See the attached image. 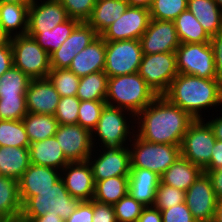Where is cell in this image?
<instances>
[{"instance_id":"cell-1","label":"cell","mask_w":222,"mask_h":222,"mask_svg":"<svg viewBox=\"0 0 222 222\" xmlns=\"http://www.w3.org/2000/svg\"><path fill=\"white\" fill-rule=\"evenodd\" d=\"M193 120L186 111L160 95L135 116L133 124H137L134 126L137 127L135 133L143 140L181 146Z\"/></svg>"},{"instance_id":"cell-2","label":"cell","mask_w":222,"mask_h":222,"mask_svg":"<svg viewBox=\"0 0 222 222\" xmlns=\"http://www.w3.org/2000/svg\"><path fill=\"white\" fill-rule=\"evenodd\" d=\"M163 96L194 119H203L202 110L222 106L220 83L216 78L205 79L179 73Z\"/></svg>"},{"instance_id":"cell-3","label":"cell","mask_w":222,"mask_h":222,"mask_svg":"<svg viewBox=\"0 0 222 222\" xmlns=\"http://www.w3.org/2000/svg\"><path fill=\"white\" fill-rule=\"evenodd\" d=\"M157 96L138 72L108 77L105 99L108 106L127 110L136 116Z\"/></svg>"},{"instance_id":"cell-4","label":"cell","mask_w":222,"mask_h":222,"mask_svg":"<svg viewBox=\"0 0 222 222\" xmlns=\"http://www.w3.org/2000/svg\"><path fill=\"white\" fill-rule=\"evenodd\" d=\"M79 202L68 193L60 178L50 189L38 192V195L29 197L22 204L19 221L31 222L34 218L41 217L48 212L66 220L74 212Z\"/></svg>"},{"instance_id":"cell-5","label":"cell","mask_w":222,"mask_h":222,"mask_svg":"<svg viewBox=\"0 0 222 222\" xmlns=\"http://www.w3.org/2000/svg\"><path fill=\"white\" fill-rule=\"evenodd\" d=\"M127 115L133 119L131 120ZM128 119L133 123L135 121V116L127 110L125 111L121 108L106 105L102 110L95 129L92 131V143L94 148L99 149L96 144H99V147L106 148H123L130 145L128 141H132L135 133V127L133 128V126L135 125L132 124L130 128ZM96 137H98V139ZM97 140L101 143H97Z\"/></svg>"},{"instance_id":"cell-6","label":"cell","mask_w":222,"mask_h":222,"mask_svg":"<svg viewBox=\"0 0 222 222\" xmlns=\"http://www.w3.org/2000/svg\"><path fill=\"white\" fill-rule=\"evenodd\" d=\"M133 138L128 146L130 168L148 169L161 177L181 155L178 145L152 143L139 138L136 133Z\"/></svg>"},{"instance_id":"cell-7","label":"cell","mask_w":222,"mask_h":222,"mask_svg":"<svg viewBox=\"0 0 222 222\" xmlns=\"http://www.w3.org/2000/svg\"><path fill=\"white\" fill-rule=\"evenodd\" d=\"M14 66L30 79L46 78L51 70L50 54L33 37L20 35L10 38Z\"/></svg>"},{"instance_id":"cell-8","label":"cell","mask_w":222,"mask_h":222,"mask_svg":"<svg viewBox=\"0 0 222 222\" xmlns=\"http://www.w3.org/2000/svg\"><path fill=\"white\" fill-rule=\"evenodd\" d=\"M204 119H194L187 128L180 146L181 156L204 170L211 160L216 142L213 130Z\"/></svg>"},{"instance_id":"cell-9","label":"cell","mask_w":222,"mask_h":222,"mask_svg":"<svg viewBox=\"0 0 222 222\" xmlns=\"http://www.w3.org/2000/svg\"><path fill=\"white\" fill-rule=\"evenodd\" d=\"M138 74L158 95H164L179 74L175 52L143 54Z\"/></svg>"},{"instance_id":"cell-10","label":"cell","mask_w":222,"mask_h":222,"mask_svg":"<svg viewBox=\"0 0 222 222\" xmlns=\"http://www.w3.org/2000/svg\"><path fill=\"white\" fill-rule=\"evenodd\" d=\"M180 74L200 78H216L214 53L208 43H180L175 51Z\"/></svg>"},{"instance_id":"cell-11","label":"cell","mask_w":222,"mask_h":222,"mask_svg":"<svg viewBox=\"0 0 222 222\" xmlns=\"http://www.w3.org/2000/svg\"><path fill=\"white\" fill-rule=\"evenodd\" d=\"M142 57L140 40L106 41L104 72L108 77L136 73Z\"/></svg>"},{"instance_id":"cell-12","label":"cell","mask_w":222,"mask_h":222,"mask_svg":"<svg viewBox=\"0 0 222 222\" xmlns=\"http://www.w3.org/2000/svg\"><path fill=\"white\" fill-rule=\"evenodd\" d=\"M94 153L97 154L93 155ZM87 161L92 169L94 183L115 176H129L130 151L128 146L123 148L101 147L99 150L94 149Z\"/></svg>"},{"instance_id":"cell-13","label":"cell","mask_w":222,"mask_h":222,"mask_svg":"<svg viewBox=\"0 0 222 222\" xmlns=\"http://www.w3.org/2000/svg\"><path fill=\"white\" fill-rule=\"evenodd\" d=\"M217 202L211 178L204 172L185 192V203L197 222H212Z\"/></svg>"},{"instance_id":"cell-14","label":"cell","mask_w":222,"mask_h":222,"mask_svg":"<svg viewBox=\"0 0 222 222\" xmlns=\"http://www.w3.org/2000/svg\"><path fill=\"white\" fill-rule=\"evenodd\" d=\"M150 21L149 9L131 7L122 13L100 36L105 41L139 40Z\"/></svg>"},{"instance_id":"cell-15","label":"cell","mask_w":222,"mask_h":222,"mask_svg":"<svg viewBox=\"0 0 222 222\" xmlns=\"http://www.w3.org/2000/svg\"><path fill=\"white\" fill-rule=\"evenodd\" d=\"M54 136L70 162L87 161L93 152L92 133L79 124L58 125Z\"/></svg>"},{"instance_id":"cell-16","label":"cell","mask_w":222,"mask_h":222,"mask_svg":"<svg viewBox=\"0 0 222 222\" xmlns=\"http://www.w3.org/2000/svg\"><path fill=\"white\" fill-rule=\"evenodd\" d=\"M139 40L143 54L175 52L180 45L174 21L166 20L150 19Z\"/></svg>"},{"instance_id":"cell-17","label":"cell","mask_w":222,"mask_h":222,"mask_svg":"<svg viewBox=\"0 0 222 222\" xmlns=\"http://www.w3.org/2000/svg\"><path fill=\"white\" fill-rule=\"evenodd\" d=\"M98 36L87 22H80L62 45L50 54L51 68L68 69L73 58Z\"/></svg>"},{"instance_id":"cell-18","label":"cell","mask_w":222,"mask_h":222,"mask_svg":"<svg viewBox=\"0 0 222 222\" xmlns=\"http://www.w3.org/2000/svg\"><path fill=\"white\" fill-rule=\"evenodd\" d=\"M61 179L73 198L80 202L93 199L95 183L88 161L69 162L61 170Z\"/></svg>"},{"instance_id":"cell-19","label":"cell","mask_w":222,"mask_h":222,"mask_svg":"<svg viewBox=\"0 0 222 222\" xmlns=\"http://www.w3.org/2000/svg\"><path fill=\"white\" fill-rule=\"evenodd\" d=\"M68 18L59 0H32L29 4L28 31L52 30Z\"/></svg>"},{"instance_id":"cell-20","label":"cell","mask_w":222,"mask_h":222,"mask_svg":"<svg viewBox=\"0 0 222 222\" xmlns=\"http://www.w3.org/2000/svg\"><path fill=\"white\" fill-rule=\"evenodd\" d=\"M60 98L48 77L31 79L26 91L27 112L54 116Z\"/></svg>"},{"instance_id":"cell-21","label":"cell","mask_w":222,"mask_h":222,"mask_svg":"<svg viewBox=\"0 0 222 222\" xmlns=\"http://www.w3.org/2000/svg\"><path fill=\"white\" fill-rule=\"evenodd\" d=\"M60 178V170L30 163L18 180L21 203L23 204L31 196L38 195V192L50 189Z\"/></svg>"},{"instance_id":"cell-22","label":"cell","mask_w":222,"mask_h":222,"mask_svg":"<svg viewBox=\"0 0 222 222\" xmlns=\"http://www.w3.org/2000/svg\"><path fill=\"white\" fill-rule=\"evenodd\" d=\"M105 57L106 41L99 35L73 58L68 69L79 78L104 71Z\"/></svg>"},{"instance_id":"cell-23","label":"cell","mask_w":222,"mask_h":222,"mask_svg":"<svg viewBox=\"0 0 222 222\" xmlns=\"http://www.w3.org/2000/svg\"><path fill=\"white\" fill-rule=\"evenodd\" d=\"M128 193L145 207L154 206L160 176L141 168H130Z\"/></svg>"},{"instance_id":"cell-24","label":"cell","mask_w":222,"mask_h":222,"mask_svg":"<svg viewBox=\"0 0 222 222\" xmlns=\"http://www.w3.org/2000/svg\"><path fill=\"white\" fill-rule=\"evenodd\" d=\"M30 163L62 170L70 161L56 140L55 136L30 143Z\"/></svg>"},{"instance_id":"cell-25","label":"cell","mask_w":222,"mask_h":222,"mask_svg":"<svg viewBox=\"0 0 222 222\" xmlns=\"http://www.w3.org/2000/svg\"><path fill=\"white\" fill-rule=\"evenodd\" d=\"M203 170L180 155L160 177L162 183L184 192L198 179Z\"/></svg>"},{"instance_id":"cell-26","label":"cell","mask_w":222,"mask_h":222,"mask_svg":"<svg viewBox=\"0 0 222 222\" xmlns=\"http://www.w3.org/2000/svg\"><path fill=\"white\" fill-rule=\"evenodd\" d=\"M128 7L126 0H96L91 17L86 22L101 35Z\"/></svg>"},{"instance_id":"cell-27","label":"cell","mask_w":222,"mask_h":222,"mask_svg":"<svg viewBox=\"0 0 222 222\" xmlns=\"http://www.w3.org/2000/svg\"><path fill=\"white\" fill-rule=\"evenodd\" d=\"M28 17L29 4L0 3V25L10 38L27 34Z\"/></svg>"},{"instance_id":"cell-28","label":"cell","mask_w":222,"mask_h":222,"mask_svg":"<svg viewBox=\"0 0 222 222\" xmlns=\"http://www.w3.org/2000/svg\"><path fill=\"white\" fill-rule=\"evenodd\" d=\"M187 9L210 36L222 32V9L214 0H188Z\"/></svg>"},{"instance_id":"cell-29","label":"cell","mask_w":222,"mask_h":222,"mask_svg":"<svg viewBox=\"0 0 222 222\" xmlns=\"http://www.w3.org/2000/svg\"><path fill=\"white\" fill-rule=\"evenodd\" d=\"M21 211L18 181L0 175V216L7 222H17Z\"/></svg>"},{"instance_id":"cell-30","label":"cell","mask_w":222,"mask_h":222,"mask_svg":"<svg viewBox=\"0 0 222 222\" xmlns=\"http://www.w3.org/2000/svg\"><path fill=\"white\" fill-rule=\"evenodd\" d=\"M30 165L29 148L0 147V175L17 181Z\"/></svg>"},{"instance_id":"cell-31","label":"cell","mask_w":222,"mask_h":222,"mask_svg":"<svg viewBox=\"0 0 222 222\" xmlns=\"http://www.w3.org/2000/svg\"><path fill=\"white\" fill-rule=\"evenodd\" d=\"M79 23L80 21L75 18H68L52 30L27 31V35L33 37L43 50L51 54L62 45Z\"/></svg>"},{"instance_id":"cell-32","label":"cell","mask_w":222,"mask_h":222,"mask_svg":"<svg viewBox=\"0 0 222 222\" xmlns=\"http://www.w3.org/2000/svg\"><path fill=\"white\" fill-rule=\"evenodd\" d=\"M174 23L180 43L210 42L211 36L188 9L182 12L174 20Z\"/></svg>"},{"instance_id":"cell-33","label":"cell","mask_w":222,"mask_h":222,"mask_svg":"<svg viewBox=\"0 0 222 222\" xmlns=\"http://www.w3.org/2000/svg\"><path fill=\"white\" fill-rule=\"evenodd\" d=\"M128 176H115L95 182L93 200L114 205L128 194Z\"/></svg>"},{"instance_id":"cell-34","label":"cell","mask_w":222,"mask_h":222,"mask_svg":"<svg viewBox=\"0 0 222 222\" xmlns=\"http://www.w3.org/2000/svg\"><path fill=\"white\" fill-rule=\"evenodd\" d=\"M22 121L30 143L54 136L59 125L53 115L30 112L26 114Z\"/></svg>"},{"instance_id":"cell-35","label":"cell","mask_w":222,"mask_h":222,"mask_svg":"<svg viewBox=\"0 0 222 222\" xmlns=\"http://www.w3.org/2000/svg\"><path fill=\"white\" fill-rule=\"evenodd\" d=\"M108 76L104 71L94 72L81 77L76 96L80 101L105 100Z\"/></svg>"},{"instance_id":"cell-36","label":"cell","mask_w":222,"mask_h":222,"mask_svg":"<svg viewBox=\"0 0 222 222\" xmlns=\"http://www.w3.org/2000/svg\"><path fill=\"white\" fill-rule=\"evenodd\" d=\"M31 79L14 65L0 77V98H26Z\"/></svg>"},{"instance_id":"cell-37","label":"cell","mask_w":222,"mask_h":222,"mask_svg":"<svg viewBox=\"0 0 222 222\" xmlns=\"http://www.w3.org/2000/svg\"><path fill=\"white\" fill-rule=\"evenodd\" d=\"M29 148L30 142L22 120H0V147Z\"/></svg>"},{"instance_id":"cell-38","label":"cell","mask_w":222,"mask_h":222,"mask_svg":"<svg viewBox=\"0 0 222 222\" xmlns=\"http://www.w3.org/2000/svg\"><path fill=\"white\" fill-rule=\"evenodd\" d=\"M48 79L61 97L76 96L80 78L71 70L51 68Z\"/></svg>"},{"instance_id":"cell-39","label":"cell","mask_w":222,"mask_h":222,"mask_svg":"<svg viewBox=\"0 0 222 222\" xmlns=\"http://www.w3.org/2000/svg\"><path fill=\"white\" fill-rule=\"evenodd\" d=\"M188 0H154L149 9L150 19L174 21L187 10Z\"/></svg>"},{"instance_id":"cell-40","label":"cell","mask_w":222,"mask_h":222,"mask_svg":"<svg viewBox=\"0 0 222 222\" xmlns=\"http://www.w3.org/2000/svg\"><path fill=\"white\" fill-rule=\"evenodd\" d=\"M106 105L107 103L105 100L81 101L77 124L92 133L99 121L102 110Z\"/></svg>"},{"instance_id":"cell-41","label":"cell","mask_w":222,"mask_h":222,"mask_svg":"<svg viewBox=\"0 0 222 222\" xmlns=\"http://www.w3.org/2000/svg\"><path fill=\"white\" fill-rule=\"evenodd\" d=\"M113 208L117 222H137L145 206L128 193Z\"/></svg>"},{"instance_id":"cell-42","label":"cell","mask_w":222,"mask_h":222,"mask_svg":"<svg viewBox=\"0 0 222 222\" xmlns=\"http://www.w3.org/2000/svg\"><path fill=\"white\" fill-rule=\"evenodd\" d=\"M185 202V192L168 186L160 181L155 194L154 207L159 210L169 209Z\"/></svg>"},{"instance_id":"cell-43","label":"cell","mask_w":222,"mask_h":222,"mask_svg":"<svg viewBox=\"0 0 222 222\" xmlns=\"http://www.w3.org/2000/svg\"><path fill=\"white\" fill-rule=\"evenodd\" d=\"M80 102L77 96L60 98L54 114L59 125L77 124Z\"/></svg>"},{"instance_id":"cell-44","label":"cell","mask_w":222,"mask_h":222,"mask_svg":"<svg viewBox=\"0 0 222 222\" xmlns=\"http://www.w3.org/2000/svg\"><path fill=\"white\" fill-rule=\"evenodd\" d=\"M27 113L26 98H0V120H22Z\"/></svg>"},{"instance_id":"cell-45","label":"cell","mask_w":222,"mask_h":222,"mask_svg":"<svg viewBox=\"0 0 222 222\" xmlns=\"http://www.w3.org/2000/svg\"><path fill=\"white\" fill-rule=\"evenodd\" d=\"M69 18L86 22L92 14L96 0H59Z\"/></svg>"},{"instance_id":"cell-46","label":"cell","mask_w":222,"mask_h":222,"mask_svg":"<svg viewBox=\"0 0 222 222\" xmlns=\"http://www.w3.org/2000/svg\"><path fill=\"white\" fill-rule=\"evenodd\" d=\"M160 211L162 222H197L185 202Z\"/></svg>"},{"instance_id":"cell-47","label":"cell","mask_w":222,"mask_h":222,"mask_svg":"<svg viewBox=\"0 0 222 222\" xmlns=\"http://www.w3.org/2000/svg\"><path fill=\"white\" fill-rule=\"evenodd\" d=\"M93 219V199L91 201H81L76 206L73 213L64 222H92Z\"/></svg>"},{"instance_id":"cell-48","label":"cell","mask_w":222,"mask_h":222,"mask_svg":"<svg viewBox=\"0 0 222 222\" xmlns=\"http://www.w3.org/2000/svg\"><path fill=\"white\" fill-rule=\"evenodd\" d=\"M210 45L214 53L216 79L220 83L222 93V32L211 36Z\"/></svg>"},{"instance_id":"cell-49","label":"cell","mask_w":222,"mask_h":222,"mask_svg":"<svg viewBox=\"0 0 222 222\" xmlns=\"http://www.w3.org/2000/svg\"><path fill=\"white\" fill-rule=\"evenodd\" d=\"M92 222H117L113 205L93 200Z\"/></svg>"},{"instance_id":"cell-50","label":"cell","mask_w":222,"mask_h":222,"mask_svg":"<svg viewBox=\"0 0 222 222\" xmlns=\"http://www.w3.org/2000/svg\"><path fill=\"white\" fill-rule=\"evenodd\" d=\"M14 65L10 41L0 45V77Z\"/></svg>"},{"instance_id":"cell-51","label":"cell","mask_w":222,"mask_h":222,"mask_svg":"<svg viewBox=\"0 0 222 222\" xmlns=\"http://www.w3.org/2000/svg\"><path fill=\"white\" fill-rule=\"evenodd\" d=\"M222 168V141L216 140L212 149L211 160L203 171H212Z\"/></svg>"},{"instance_id":"cell-52","label":"cell","mask_w":222,"mask_h":222,"mask_svg":"<svg viewBox=\"0 0 222 222\" xmlns=\"http://www.w3.org/2000/svg\"><path fill=\"white\" fill-rule=\"evenodd\" d=\"M203 172L211 178L213 190L217 200H222V168Z\"/></svg>"},{"instance_id":"cell-53","label":"cell","mask_w":222,"mask_h":222,"mask_svg":"<svg viewBox=\"0 0 222 222\" xmlns=\"http://www.w3.org/2000/svg\"><path fill=\"white\" fill-rule=\"evenodd\" d=\"M137 222H162L161 211L154 206H147L143 209Z\"/></svg>"},{"instance_id":"cell-54","label":"cell","mask_w":222,"mask_h":222,"mask_svg":"<svg viewBox=\"0 0 222 222\" xmlns=\"http://www.w3.org/2000/svg\"><path fill=\"white\" fill-rule=\"evenodd\" d=\"M222 115V114H220ZM215 116L210 118L211 120L207 121L210 127L213 130L216 140L222 141V116Z\"/></svg>"},{"instance_id":"cell-55","label":"cell","mask_w":222,"mask_h":222,"mask_svg":"<svg viewBox=\"0 0 222 222\" xmlns=\"http://www.w3.org/2000/svg\"><path fill=\"white\" fill-rule=\"evenodd\" d=\"M31 222H64V220L59 215H53L48 212L41 217L34 218Z\"/></svg>"},{"instance_id":"cell-56","label":"cell","mask_w":222,"mask_h":222,"mask_svg":"<svg viewBox=\"0 0 222 222\" xmlns=\"http://www.w3.org/2000/svg\"><path fill=\"white\" fill-rule=\"evenodd\" d=\"M131 7H143L146 9H150L154 0H126Z\"/></svg>"},{"instance_id":"cell-57","label":"cell","mask_w":222,"mask_h":222,"mask_svg":"<svg viewBox=\"0 0 222 222\" xmlns=\"http://www.w3.org/2000/svg\"><path fill=\"white\" fill-rule=\"evenodd\" d=\"M212 222H222V200L217 202L215 215Z\"/></svg>"},{"instance_id":"cell-58","label":"cell","mask_w":222,"mask_h":222,"mask_svg":"<svg viewBox=\"0 0 222 222\" xmlns=\"http://www.w3.org/2000/svg\"><path fill=\"white\" fill-rule=\"evenodd\" d=\"M10 41V36L3 30L0 25V45L7 44Z\"/></svg>"},{"instance_id":"cell-59","label":"cell","mask_w":222,"mask_h":222,"mask_svg":"<svg viewBox=\"0 0 222 222\" xmlns=\"http://www.w3.org/2000/svg\"><path fill=\"white\" fill-rule=\"evenodd\" d=\"M32 0H0V3L30 4Z\"/></svg>"},{"instance_id":"cell-60","label":"cell","mask_w":222,"mask_h":222,"mask_svg":"<svg viewBox=\"0 0 222 222\" xmlns=\"http://www.w3.org/2000/svg\"><path fill=\"white\" fill-rule=\"evenodd\" d=\"M217 5L222 9V0H214Z\"/></svg>"},{"instance_id":"cell-61","label":"cell","mask_w":222,"mask_h":222,"mask_svg":"<svg viewBox=\"0 0 222 222\" xmlns=\"http://www.w3.org/2000/svg\"><path fill=\"white\" fill-rule=\"evenodd\" d=\"M0 222H7L0 216Z\"/></svg>"}]
</instances>
